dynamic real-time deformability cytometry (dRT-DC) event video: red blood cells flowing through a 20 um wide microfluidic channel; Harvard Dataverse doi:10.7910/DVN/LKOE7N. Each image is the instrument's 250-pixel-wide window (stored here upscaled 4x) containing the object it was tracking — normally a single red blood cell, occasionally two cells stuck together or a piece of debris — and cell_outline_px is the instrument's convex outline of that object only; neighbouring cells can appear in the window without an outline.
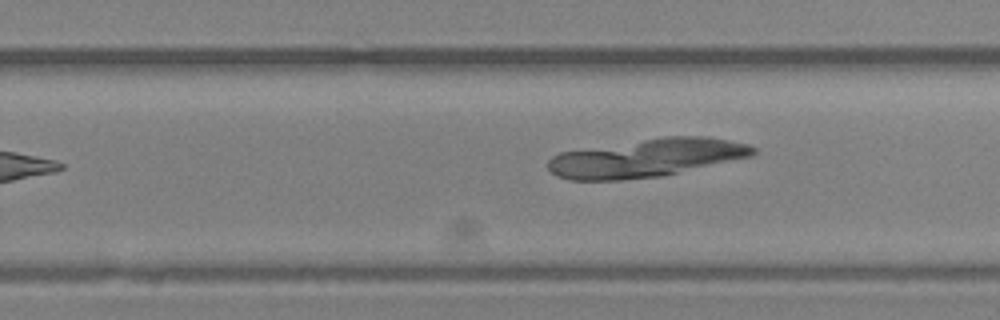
{"species": "Egyptian fruit bat (a non-hibernating species)", "species_latin": "Rousettus aegyptiacus", "temperature_condition": "room temperature", "stored_images_in_passage": 16, "segment_of_instrument_passage": [2, 2], "camera_frame_rate_fps": 3000, "um_per_image_px": 0.085, "animal": {"sex": "female"}, "frame": {"image": 1, "passage_image": 16, "time_ms": 5.0, "image_size_px": [1000, 320], "cell_outline_px": [[756, 152], [752, 156], [660, 176], [620, 180], [572, 180], [556, 176], [548, 168], [548, 160], [552, 156], [560, 152], [668, 136], [708, 136], [748, 144], [756, 148]], "centroid_in_image_um": [54.95, 13.42], "position_along_channel_um": 274.8, "area_um2": 45.14}}